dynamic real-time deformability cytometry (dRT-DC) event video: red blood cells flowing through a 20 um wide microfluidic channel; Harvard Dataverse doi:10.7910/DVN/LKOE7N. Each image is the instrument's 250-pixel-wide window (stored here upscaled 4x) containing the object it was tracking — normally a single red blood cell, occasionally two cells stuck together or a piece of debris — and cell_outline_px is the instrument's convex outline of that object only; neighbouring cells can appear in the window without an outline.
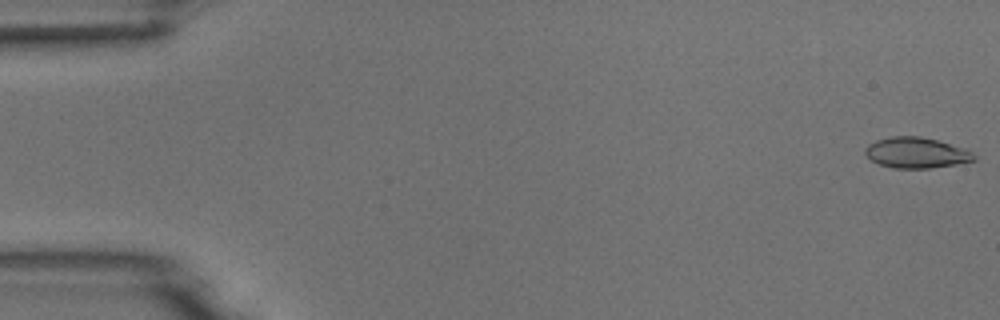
{"species": "common noctule bat (a hibernating species)", "species_latin": "Nyctalus noctula", "temperature_condition": "room temperature", "stored_images_in_passage": 5, "segment_of_instrument_passage": [2, 2], "camera_frame_rate_fps": 3000, "um_per_image_px": 0.085, "animal": {"sex": "male", "body_mass_g": 18.8}, "frame": {"image": 1, "passage_image": 5, "time_ms": 5.667, "image_size_px": [1000, 320], "cell_outline_px": [[976, 160], [956, 164], [932, 168], [892, 168], [880, 164], [872, 160], [864, 152], [864, 148], [868, 144], [876, 140], [892, 136], [920, 136], [936, 140], [964, 148], [972, 152], [976, 156]], "centroid_in_image_um": [77.88, 12.98], "position_along_channel_um": 7.1, "area_um2": 19.42}}